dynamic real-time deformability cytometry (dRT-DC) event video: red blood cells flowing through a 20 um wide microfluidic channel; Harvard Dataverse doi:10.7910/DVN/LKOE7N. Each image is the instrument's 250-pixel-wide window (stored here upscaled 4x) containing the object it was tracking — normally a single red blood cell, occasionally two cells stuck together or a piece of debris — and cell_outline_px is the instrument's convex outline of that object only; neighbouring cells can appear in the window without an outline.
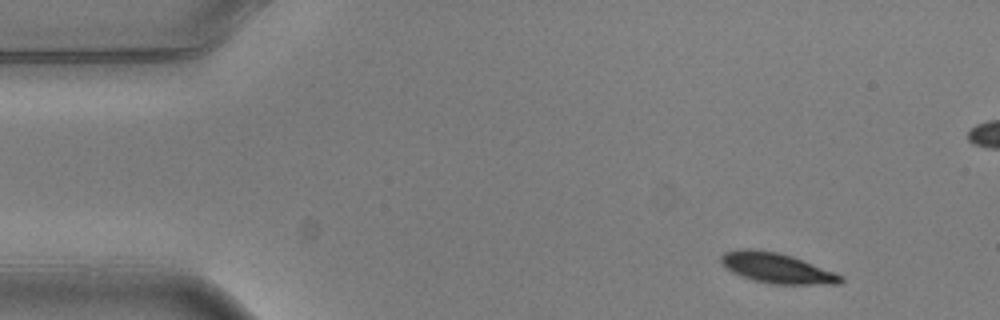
{"species": "common noctule bat (a hibernating species)", "species_latin": "Nyctalus noctula", "temperature_condition": "warm", "stored_images_in_passage": 5, "camera_frame_rate_fps": 3000, "um_per_image_px": 0.085, "animal": {"sex": "male", "body_mass_g": 20.5, "forearm_length_mm": 52.5}, "frame": {"image": 1, "passage_image": 1, "time_ms": 0.0, "image_size_px": [1000, 320], "cell_outline_px": [[844, 280], [840, 284], [772, 284], [752, 280], [732, 272], [720, 260], [720, 256], [724, 252], [736, 248], [752, 248], [776, 252], [792, 256], [844, 276]], "centroid_in_image_um": [66.01, 22.78], "position_along_channel_um": 19.0, "area_um2": 21.04}}